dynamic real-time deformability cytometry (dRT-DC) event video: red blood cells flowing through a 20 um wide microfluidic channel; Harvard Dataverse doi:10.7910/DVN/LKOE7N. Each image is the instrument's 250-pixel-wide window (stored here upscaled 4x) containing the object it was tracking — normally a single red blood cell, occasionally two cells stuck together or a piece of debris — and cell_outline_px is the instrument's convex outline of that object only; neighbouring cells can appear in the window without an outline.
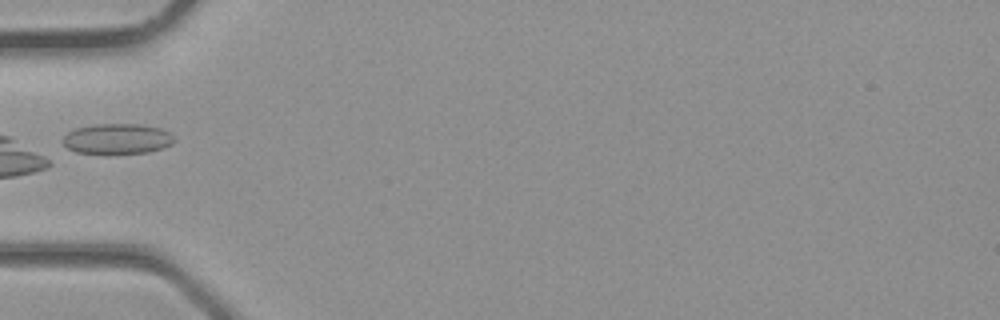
{"species": "common noctule bat (a hibernating species)", "species_latin": "Nyctalus noctula", "temperature_condition": "room temperature", "stored_images_in_passage": 3, "camera_frame_rate_fps": 3000, "um_per_image_px": 0.085, "animal": {"sex": "male", "body_mass_g": 23.1, "forearm_length_mm": 52.7}, "frame": {"image": 1, "passage_image": 3, "time_ms": 0.667, "image_size_px": [1000, 320], "cell_outline_px": [[176, 140], [172, 144], [164, 148], [148, 152], [108, 156], [76, 152], [68, 148], [60, 140], [68, 132], [76, 128], [96, 124], [140, 124], [160, 128], [168, 132]], "centroid_in_image_um": [9.95, 11.84], "position_along_channel_um": 75.1, "area_um2": 20.4}}